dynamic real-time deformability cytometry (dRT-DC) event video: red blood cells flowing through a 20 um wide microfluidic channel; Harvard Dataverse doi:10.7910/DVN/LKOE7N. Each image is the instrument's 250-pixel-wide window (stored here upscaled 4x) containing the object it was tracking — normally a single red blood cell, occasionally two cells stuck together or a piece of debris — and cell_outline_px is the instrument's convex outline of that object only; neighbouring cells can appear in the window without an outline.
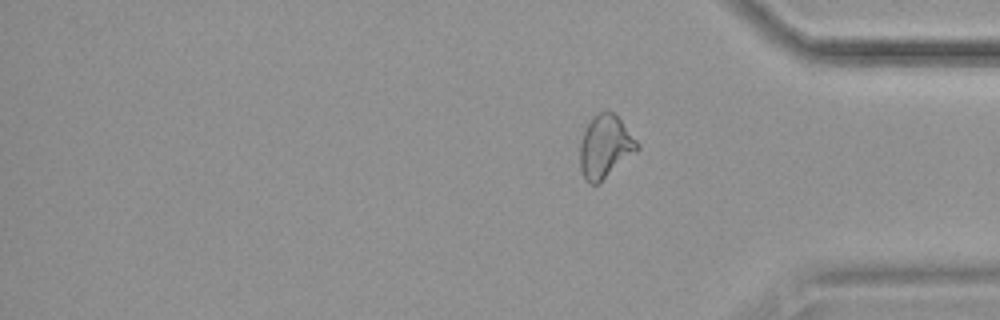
{"species": "common noctule bat (a hibernating species)", "species_latin": "Nyctalus noctula", "temperature_condition": "cold", "stored_images_in_passage": 13, "segment_of_instrument_passage": [2, 2], "camera_frame_rate_fps": 3000, "um_per_image_px": 0.085, "animal": {"sex": "female", "body_mass_g": 19.9}, "frame": {"image": 1, "passage_image": 13, "time_ms": 14.667, "image_size_px": [1000, 320], "cell_outline_px": [[640, 148], [636, 152], [600, 184], [588, 184], [584, 180], [580, 168], [580, 144], [584, 132], [592, 116], [596, 112], [612, 112], [620, 120], [640, 144]], "centroid_in_image_um": [51.43, 12.51], "position_along_channel_um": 383.8, "area_um2": 21.1}}